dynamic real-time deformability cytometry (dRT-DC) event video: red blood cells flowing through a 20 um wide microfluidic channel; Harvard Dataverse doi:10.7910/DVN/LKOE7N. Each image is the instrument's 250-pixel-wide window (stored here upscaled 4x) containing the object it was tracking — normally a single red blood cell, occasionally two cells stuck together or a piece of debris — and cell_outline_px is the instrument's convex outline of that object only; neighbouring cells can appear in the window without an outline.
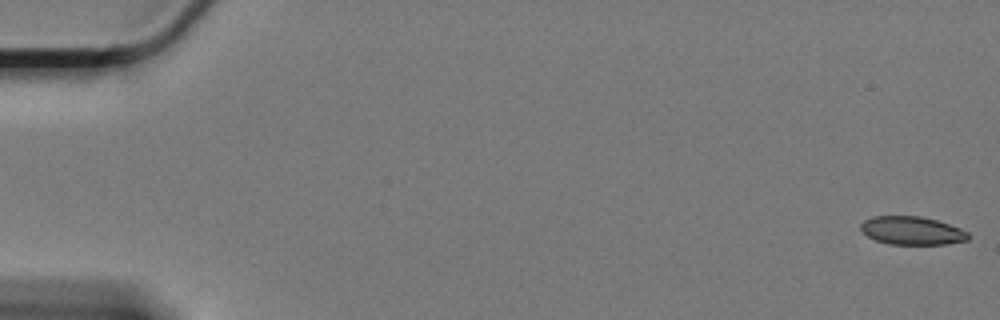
{"species": "Egyptian fruit bat (a non-hibernating species)", "species_latin": "Rousettus aegyptiacus", "temperature_condition": "cold", "stored_images_in_passage": 61, "camera_frame_rate_fps": 3000, "um_per_image_px": 0.085, "animal": {"sex": "female"}, "frame": {"image": 1, "passage_image": 1, "time_ms": 0.0, "image_size_px": [1000, 320], "cell_outline_px": [[968, 240], [948, 244], [888, 244], [876, 240], [860, 232], [860, 224], [864, 220], [872, 216], [920, 216], [936, 220], [960, 228], [968, 232]], "centroid_in_image_um": [77.48, 19.6], "position_along_channel_um": 7.5, "area_um2": 17.74}}
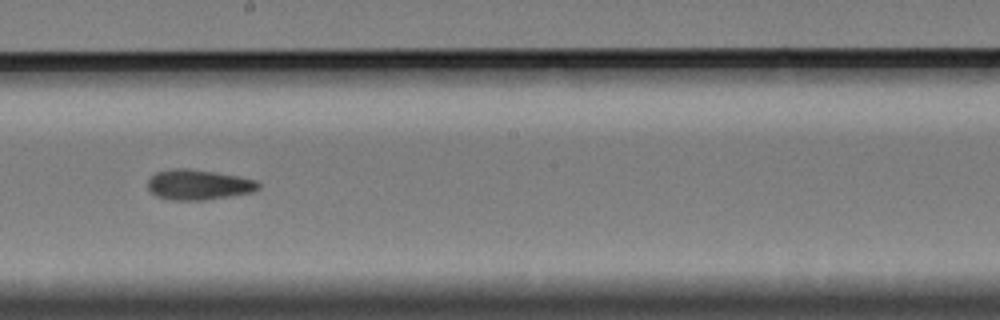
{"frame": {"image": 2, "passage_image": 35, "time_ms": 11.333, "image_size_px": [1000, 320], "cell_outline_px": [[260, 188], [252, 192], [204, 200], [172, 200], [156, 196], [148, 188], [148, 180], [156, 172], [172, 168], [188, 168], [216, 172], [240, 176], [256, 180], [260, 184]], "centroid_in_image_um": [16.87, 15.69], "position_along_channel_um": 231.3, "area_um2": 19.54}}
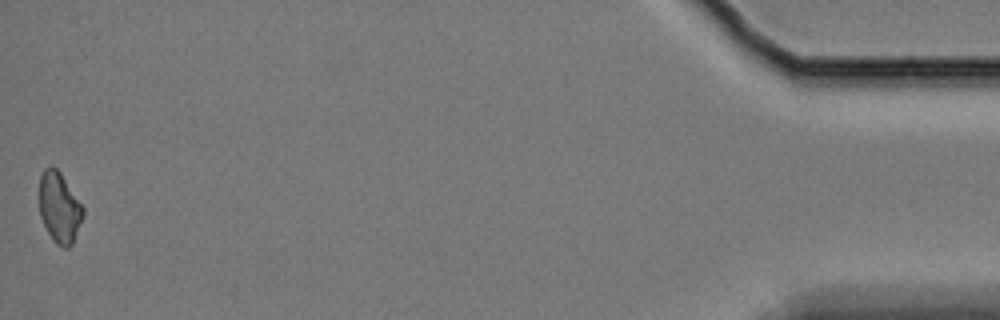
{"frame": {"image": 3, "passage_image": 61, "time_ms": 20.0, "image_size_px": [1000, 320], "cell_outline_px": [[84, 216], [72, 244], [68, 248], [64, 248], [56, 244], [52, 240], [40, 216], [40, 176], [44, 168], [48, 164], [52, 164], [60, 172], [84, 208]], "centroid_in_image_um": [5.05, 17.63], "position_along_channel_um": 430.2, "area_um2": 18.03}, "authors_computed_cell_mechanics": {"area_um2": 19.074, "velocity_mm_per_s": 3.3117, "shape_relaxation_time_tau1_ms": null, "shape_relaxation_time_tau2_ms": 7.4487, "deformation_change_tau1": null, "deformation_change_tau2": 0.1418}}